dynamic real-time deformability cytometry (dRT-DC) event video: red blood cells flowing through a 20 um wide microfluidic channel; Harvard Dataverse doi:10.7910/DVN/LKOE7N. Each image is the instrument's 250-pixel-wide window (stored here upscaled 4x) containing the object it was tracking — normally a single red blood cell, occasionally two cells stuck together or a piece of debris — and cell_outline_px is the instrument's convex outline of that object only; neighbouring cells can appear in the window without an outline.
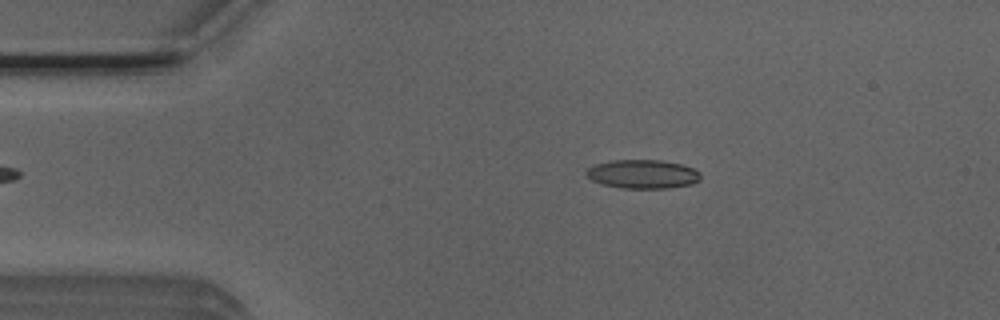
{"species": "Egyptian fruit bat (a non-hibernating species)", "species_latin": "Rousettus aegyptiacus", "temperature_condition": "room temperature", "stored_images_in_passage": 51, "camera_frame_rate_fps": 3000, "um_per_image_px": 0.085, "animal": {"sex": "male"}, "frame": {"image": 1, "passage_image": 9, "time_ms": 2.667, "image_size_px": [1000, 320], "cell_outline_px": [[700, 180], [692, 184], [668, 188], [620, 188], [600, 184], [592, 180], [584, 172], [588, 168], [596, 164], [612, 160], [660, 160], [680, 164], [692, 168], [700, 172]], "centroid_in_image_um": [54.61, 14.8], "position_along_channel_um": 30.4, "area_um2": 19.19}}
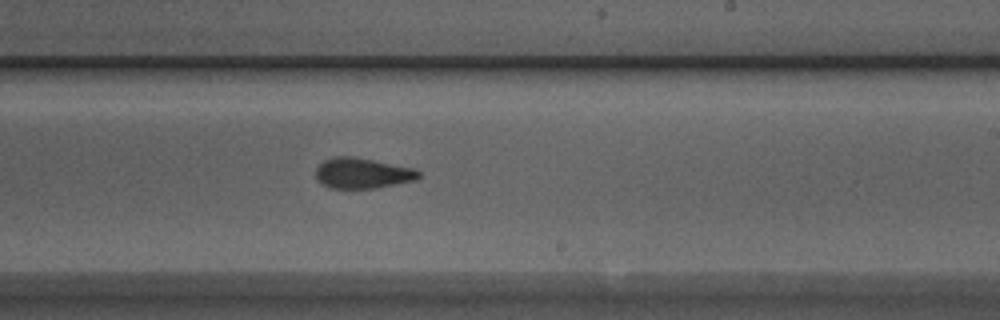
{"frame": {"image": 2, "passage_image": 30, "time_ms": 9.667, "image_size_px": [1000, 320], "cell_outline_px": [[420, 176], [416, 180], [376, 188], [328, 188], [316, 180], [316, 168], [324, 160], [332, 156], [356, 156], [412, 168], [420, 172]], "centroid_in_image_um": [30.77, 14.71], "position_along_channel_um": 258.2, "area_um2": 18.44}}
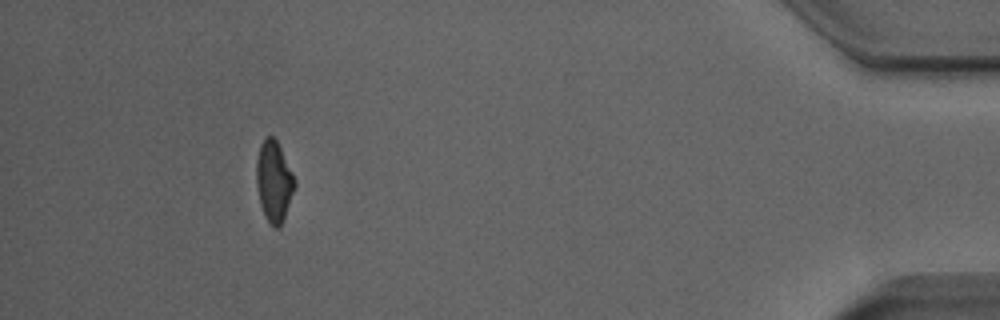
{"frame": {"image": 3, "passage_image": 47, "time_ms": 15.333, "image_size_px": [1000, 320], "cell_outline_px": [[296, 184], [284, 220], [280, 228], [276, 228], [264, 216], [260, 204], [256, 184], [256, 160], [260, 144], [264, 136], [272, 136], [276, 140], [296, 180]], "centroid_in_image_um": [23.27, 15.42], "position_along_channel_um": 411.9, "area_um2": 18.09}, "authors_computed_cell_mechanics": {"area_um2": 18.3804, "velocity_mm_per_s": 3.9124, "shape_relaxation_time_tau1_ms": 5.9632, "shape_relaxation_time_tau2_ms": 1.3929, "deformation_change_tau1": 0.1762, "deformation_change_tau2": 0.091}}